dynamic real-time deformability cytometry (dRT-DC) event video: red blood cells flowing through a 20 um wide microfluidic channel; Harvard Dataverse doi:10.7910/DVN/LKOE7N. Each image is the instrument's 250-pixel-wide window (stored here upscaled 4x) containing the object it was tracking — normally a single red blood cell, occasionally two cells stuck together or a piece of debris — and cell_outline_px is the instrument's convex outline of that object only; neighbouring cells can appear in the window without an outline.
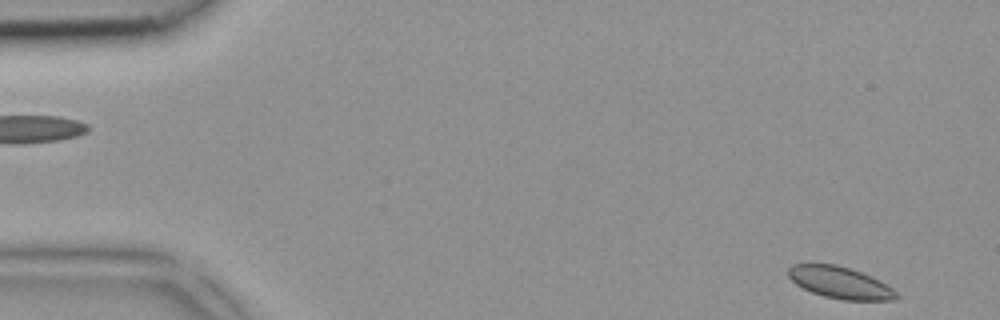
{"species": "common noctule bat (a hibernating species)", "species_latin": "Nyctalus noctula", "temperature_condition": "room temperature", "stored_images_in_passage": 5, "segment_of_instrument_passage": [2, 2], "camera_frame_rate_fps": 3000, "um_per_image_px": 0.085, "animal": {"sex": "female", "body_mass_g": 18.4}, "frame": {"image": 1, "passage_image": 5, "time_ms": 1.333, "image_size_px": [1000, 320], "cell_outline_px": [[900, 296], [896, 300], [844, 300], [824, 296], [812, 292], [796, 284], [788, 276], [788, 268], [792, 264], [836, 264], [872, 276], [880, 280], [892, 288]], "centroid_in_image_um": [71.42, 24.02], "position_along_channel_um": 13.6, "area_um2": 19.94}}